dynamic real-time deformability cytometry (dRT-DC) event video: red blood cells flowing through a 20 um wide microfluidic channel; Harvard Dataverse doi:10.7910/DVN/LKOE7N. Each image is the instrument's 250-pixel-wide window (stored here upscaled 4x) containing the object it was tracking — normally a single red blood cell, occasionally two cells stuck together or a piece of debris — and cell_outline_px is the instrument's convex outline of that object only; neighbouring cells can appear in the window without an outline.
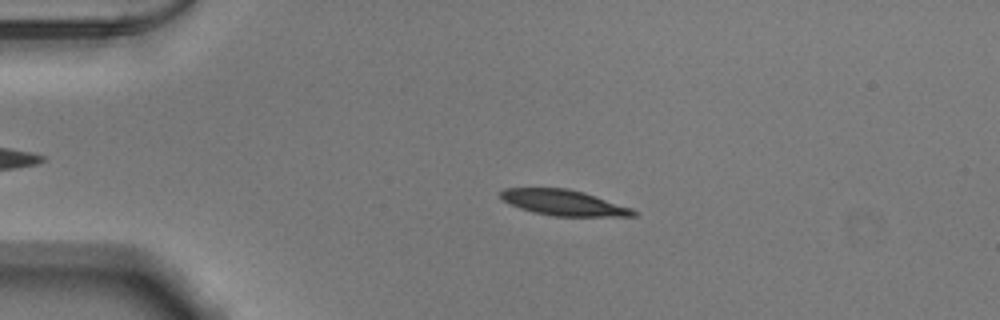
{"species": "Egyptian fruit bat (a non-hibernating species)", "species_latin": "Rousettus aegyptiacus", "temperature_condition": "warm", "stored_images_in_passage": 48, "camera_frame_rate_fps": 3000, "um_per_image_px": 0.085, "animal": {"sex": "male"}, "frame": {"image": 1, "passage_image": 7, "time_ms": 2.0, "image_size_px": [1000, 320], "cell_outline_px": [[640, 212], [636, 216], [552, 216], [532, 212], [508, 204], [500, 196], [500, 192], [504, 188], [568, 188], [584, 192], [632, 208]], "centroid_in_image_um": [47.92, 17.23], "position_along_channel_um": 37.1, "area_um2": 19.94}}
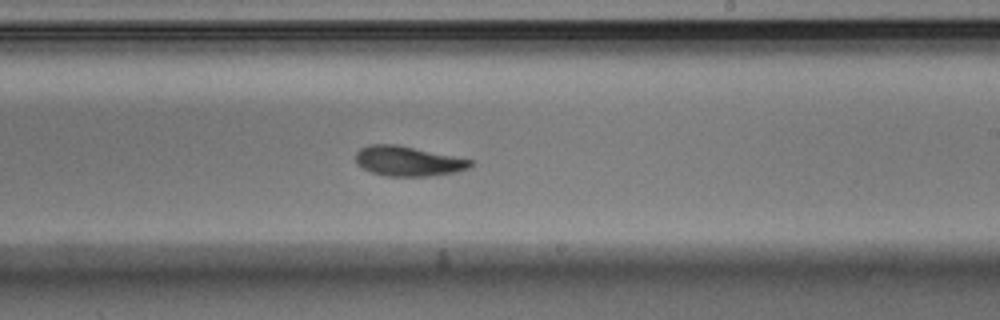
{"frame": {"image": 2, "passage_image": 27, "time_ms": 8.667, "image_size_px": [1000, 320], "cell_outline_px": [[476, 164], [472, 168], [456, 172], [428, 176], [384, 176], [372, 172], [356, 164], [356, 152], [360, 148], [368, 144], [396, 144], [472, 160]], "centroid_in_image_um": [34.7, 13.7], "position_along_channel_um": 254.3, "area_um2": 20.06}}
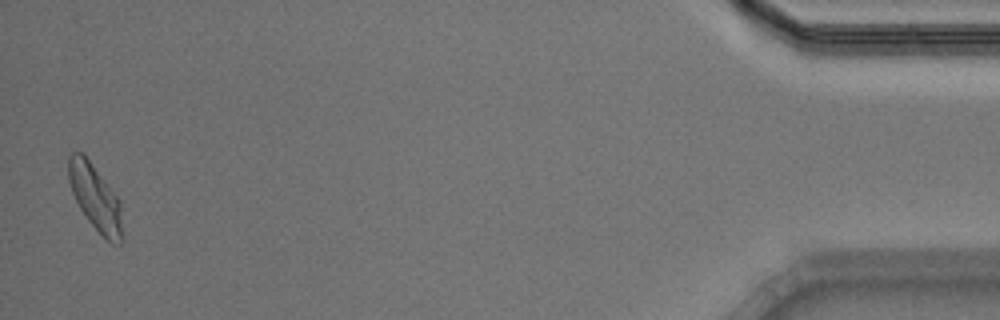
{"frame": {"image": 3, "passage_image": 47, "time_ms": 15.333, "image_size_px": [1000, 320], "cell_outline_px": [[124, 236], [120, 244], [112, 244], [88, 220], [80, 208], [72, 192], [68, 180], [68, 156], [72, 152], [84, 152], [120, 200]], "centroid_in_image_um": [8.12, 16.78], "position_along_channel_um": 427.1, "area_um2": 20.87}, "authors_computed_cell_mechanics": {"area_um2": 20.4323, "velocity_mm_per_s": 3.859, "shape_relaxation_time_tau1_ms": 3.5141, "shape_relaxation_time_tau2_ms": 4.3266, "deformation_change_tau1": 0.1592, "deformation_change_tau2": 0.089}}